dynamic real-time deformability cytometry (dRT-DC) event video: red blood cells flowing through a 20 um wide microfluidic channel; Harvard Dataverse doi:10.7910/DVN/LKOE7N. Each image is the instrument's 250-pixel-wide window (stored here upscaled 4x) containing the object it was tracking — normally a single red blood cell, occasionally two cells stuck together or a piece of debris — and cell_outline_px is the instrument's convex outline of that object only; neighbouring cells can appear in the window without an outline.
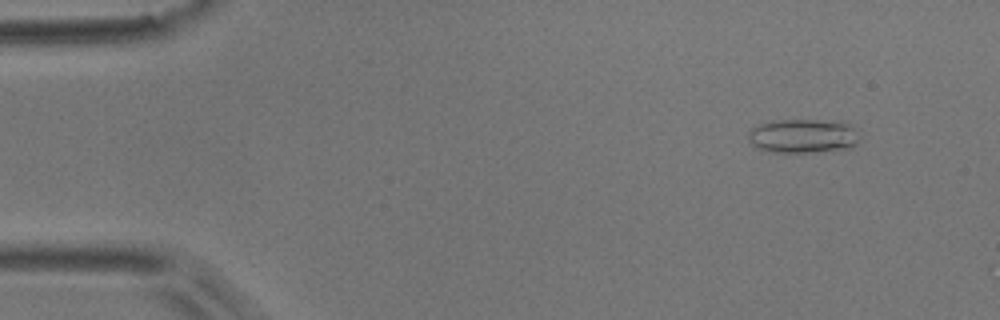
{"species": "common noctule bat (a hibernating species)", "species_latin": "Nyctalus noctula", "temperature_condition": "room temperature", "stored_images_in_passage": 4, "camera_frame_rate_fps": 3000, "um_per_image_px": 0.085, "animal": {"sex": "male", "body_mass_g": 17.9}, "frame": {"image": 1, "passage_image": 1, "time_ms": 0.0, "image_size_px": [1000, 320], "cell_outline_px": [[860, 136], [856, 144], [852, 148], [812, 152], [768, 152], [756, 148], [748, 140], [748, 132], [752, 128], [768, 120], [840, 120], [852, 124], [860, 128]], "centroid_in_image_um": [68.32, 11.54], "position_along_channel_um": 16.7, "area_um2": 22.89}}